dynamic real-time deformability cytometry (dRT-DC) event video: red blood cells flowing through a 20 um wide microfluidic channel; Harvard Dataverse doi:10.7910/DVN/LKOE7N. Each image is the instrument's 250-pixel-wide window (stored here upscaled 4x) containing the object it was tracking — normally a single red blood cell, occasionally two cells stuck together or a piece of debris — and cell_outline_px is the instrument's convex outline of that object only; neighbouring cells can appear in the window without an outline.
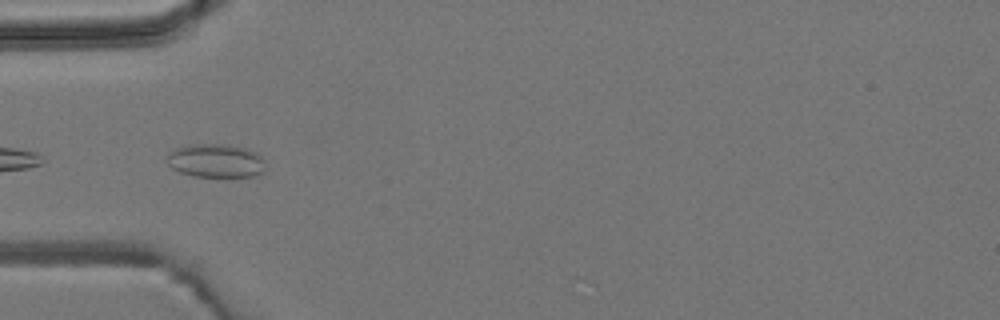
{"species": "common noctule bat (a hibernating species)", "species_latin": "Nyctalus noctula", "temperature_condition": "room temperature", "stored_images_in_passage": 7, "camera_frame_rate_fps": 3000, "um_per_image_px": 0.085, "animal": {"sex": "male", "body_mass_g": 19.2, "forearm_length_mm": 51.8}, "frame": {"image": 1, "passage_image": 5, "time_ms": 4.333, "image_size_px": [1000, 320], "cell_outline_px": [[264, 172], [256, 176], [192, 176], [180, 172], [172, 168], [168, 164], [168, 152], [176, 148], [188, 144], [228, 144], [244, 148], [256, 152], [264, 160]], "centroid_in_image_um": [18.34, 13.65], "position_along_channel_um": 66.7, "area_um2": 19.31}}
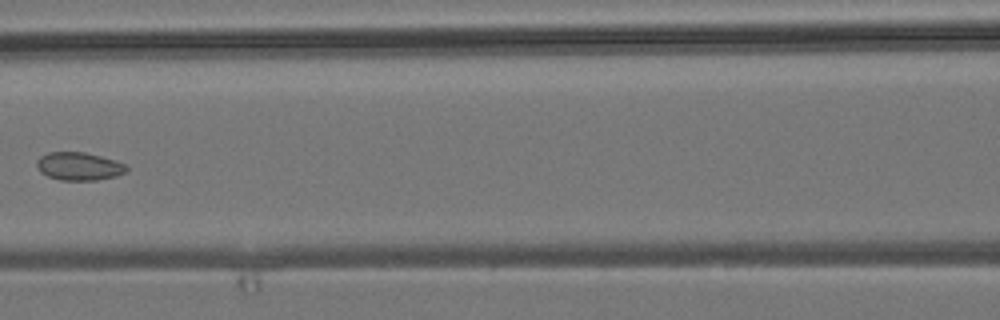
{"frame": {"image": 2, "passage_image": 7, "time_ms": 6.667, "image_size_px": [1000, 320], "cell_outline_px": [[128, 168], [124, 172], [116, 176], [96, 180], [60, 180], [48, 176], [40, 172], [36, 168], [36, 160], [40, 156], [48, 152], [84, 152], [116, 160], [128, 164]], "centroid_in_image_um": [6.7, 14.13], "position_along_channel_um": 159.9, "area_um2": 14.8}}